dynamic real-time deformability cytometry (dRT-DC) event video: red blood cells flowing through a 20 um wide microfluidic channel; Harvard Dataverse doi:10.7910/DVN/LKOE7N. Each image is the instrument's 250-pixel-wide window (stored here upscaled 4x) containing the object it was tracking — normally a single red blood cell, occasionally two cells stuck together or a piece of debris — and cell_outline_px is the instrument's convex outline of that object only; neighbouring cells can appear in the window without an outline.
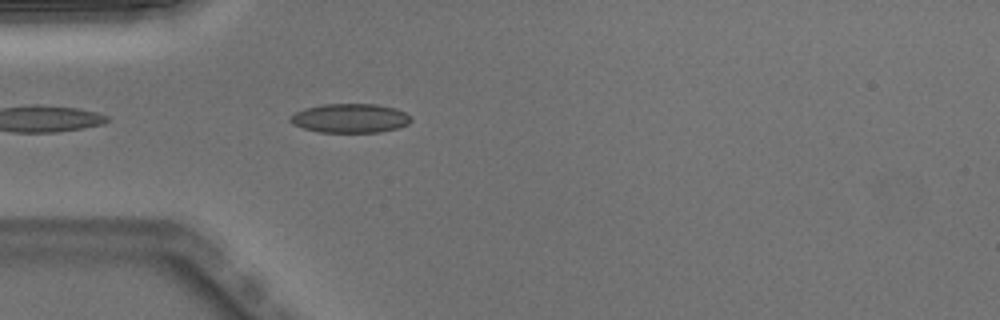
{"species": "Egyptian fruit bat (a non-hibernating species)", "species_latin": "Rousettus aegyptiacus", "temperature_condition": "warm", "stored_images_in_passage": 7, "camera_frame_rate_fps": 3000, "um_per_image_px": 0.085, "animal": {"sex": "male"}, "frame": {"image": 1, "passage_image": 3, "time_ms": 0.667, "image_size_px": [1000, 320], "cell_outline_px": [[412, 120], [408, 124], [400, 128], [380, 132], [320, 132], [304, 128], [292, 124], [288, 120], [288, 116], [304, 108], [324, 104], [376, 104], [396, 108], [404, 112]], "centroid_in_image_um": [29.74, 10.05], "position_along_channel_um": 55.3, "area_um2": 20.58}}